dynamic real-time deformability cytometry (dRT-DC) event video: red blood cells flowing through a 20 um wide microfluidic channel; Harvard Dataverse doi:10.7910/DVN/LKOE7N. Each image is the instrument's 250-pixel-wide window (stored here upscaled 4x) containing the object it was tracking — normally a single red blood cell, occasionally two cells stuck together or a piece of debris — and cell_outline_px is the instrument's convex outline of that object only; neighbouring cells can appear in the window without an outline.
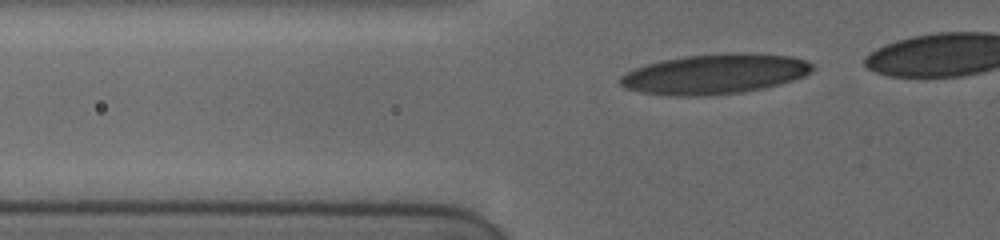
{"species": "human", "species_latin": "Homo sapiens", "temperature_condition": "cold", "stored_images_in_passage": 22, "camera_frame_rate_fps": 3000, "um_per_image_px": 0.085, "donor": {"sex": "female"}, "frame": {"image": 1, "passage_image": 7, "time_ms": 2.0, "image_size_px": [1000, 240], "cell_outline_px": [[816, 68], [812, 72], [804, 76], [792, 80], [760, 88], [740, 92], [696, 96], [672, 96], [640, 92], [624, 88], [620, 84], [620, 76], [636, 68], [648, 64], [664, 60], [684, 56], [728, 52], [748, 52], [792, 56], [804, 60], [812, 64]], "centroid_in_image_um": [60.77, 6.27], "position_along_channel_um": 65.0, "area_um2": 44.68}}
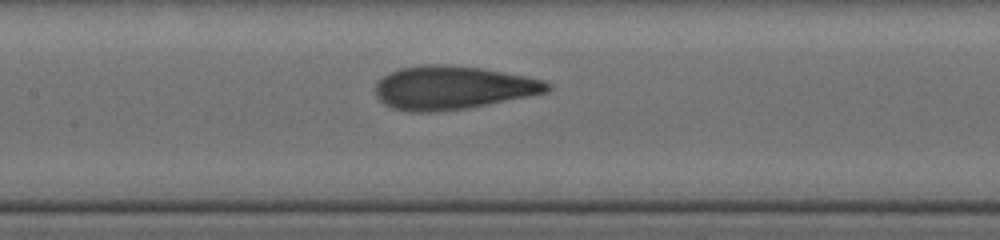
{"frame": {"image": 2, "passage_image": 17, "time_ms": 5.0, "image_size_px": [1000, 240], "cell_outline_px": [[552, 88], [548, 92], [468, 108], [428, 112], [408, 112], [392, 108], [384, 104], [376, 96], [376, 84], [388, 72], [400, 68], [424, 64], [448, 64], [484, 68], [544, 80], [552, 84]], "centroid_in_image_um": [38.48, 7.44], "position_along_channel_um": 168.9, "area_um2": 43.64}}
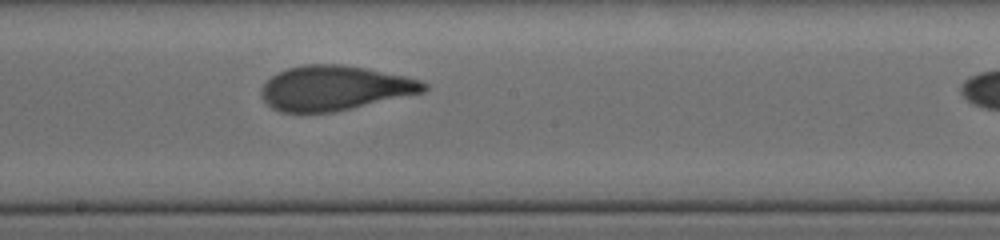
{"frame": {"image": 3, "passage_image": 21, "time_ms": 6.333, "image_size_px": [1000, 240], "cell_outline_px": [[428, 88], [424, 92], [336, 112], [280, 112], [272, 108], [264, 100], [260, 92], [264, 84], [276, 72], [288, 68], [304, 64], [340, 64], [364, 68], [404, 76], [420, 80], [428, 84]], "centroid_in_image_um": [28.44, 7.49], "position_along_channel_um": 219.8, "area_um2": 42.25}}